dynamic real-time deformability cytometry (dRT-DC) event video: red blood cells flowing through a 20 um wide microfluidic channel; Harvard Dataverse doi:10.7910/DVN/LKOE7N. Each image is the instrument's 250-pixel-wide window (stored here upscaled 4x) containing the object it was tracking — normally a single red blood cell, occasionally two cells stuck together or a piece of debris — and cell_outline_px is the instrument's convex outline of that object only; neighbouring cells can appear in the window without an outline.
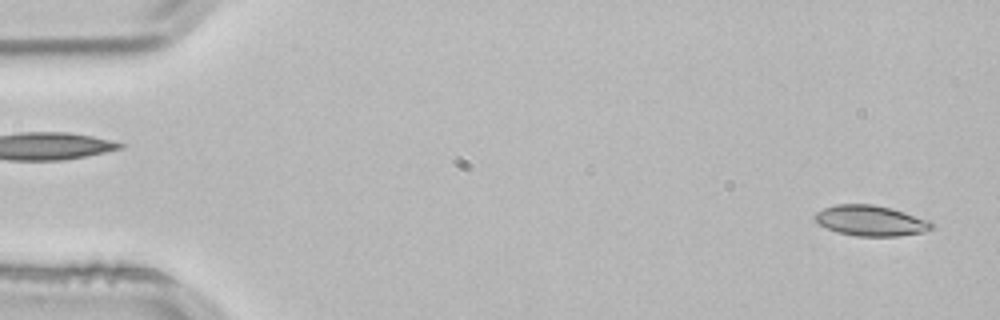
{"species": "common noctule bat (a hibernating species)", "species_latin": "Nyctalus noctula", "temperature_condition": "room temperature", "stored_images_in_passage": 26, "camera_frame_rate_fps": 3000, "um_per_image_px": 0.085, "animal": {"sex": "male", "body_mass_g": 21.5, "forearm_length_mm": 52.0}, "frame": {"image": 1, "passage_image": 2, "time_ms": 0.333, "image_size_px": [1000, 320], "cell_outline_px": [[936, 228], [924, 232], [896, 236], [856, 236], [836, 232], [820, 224], [812, 216], [816, 212], [824, 208], [836, 204], [872, 204], [892, 208], [932, 220], [936, 224]], "centroid_in_image_um": [74.09, 18.75], "position_along_channel_um": 10.9, "area_um2": 21.1}}
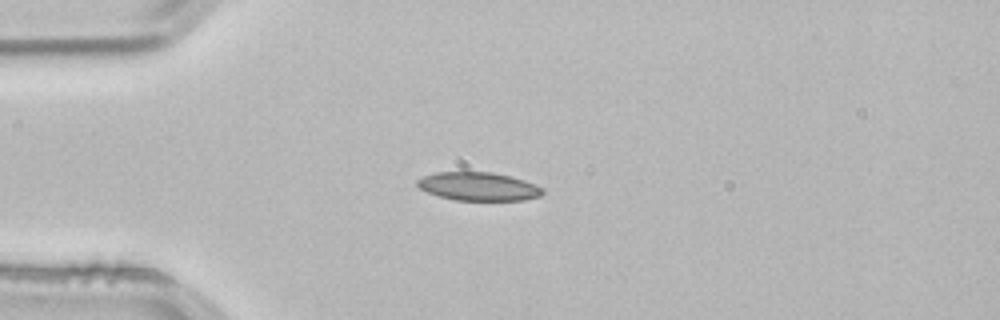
{"frame": {"image": 2, "passage_image": 13, "time_ms": 4.0, "image_size_px": [1000, 320], "cell_outline_px": [[544, 192], [540, 196], [524, 200], [456, 200], [440, 196], [428, 192], [420, 188], [416, 184], [416, 180], [424, 176], [436, 172], [492, 172], [524, 180], [536, 184], [544, 188]], "centroid_in_image_um": [40.69, 15.84], "position_along_channel_um": 44.3, "area_um2": 20.63}}
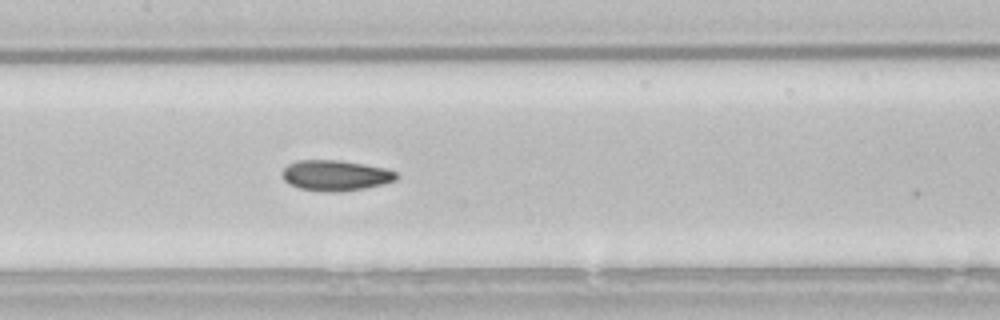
{"frame": {"image": 3, "passage_image": 25, "time_ms": 8.0, "image_size_px": [1000, 320], "cell_outline_px": [[400, 176], [396, 180], [384, 184], [364, 188], [336, 192], [332, 192], [300, 188], [288, 184], [284, 180], [284, 168], [288, 164], [300, 160], [340, 160], [388, 168], [396, 172]], "centroid_in_image_um": [28.58, 14.9], "position_along_channel_um": 178.8, "area_um2": 20.29}}